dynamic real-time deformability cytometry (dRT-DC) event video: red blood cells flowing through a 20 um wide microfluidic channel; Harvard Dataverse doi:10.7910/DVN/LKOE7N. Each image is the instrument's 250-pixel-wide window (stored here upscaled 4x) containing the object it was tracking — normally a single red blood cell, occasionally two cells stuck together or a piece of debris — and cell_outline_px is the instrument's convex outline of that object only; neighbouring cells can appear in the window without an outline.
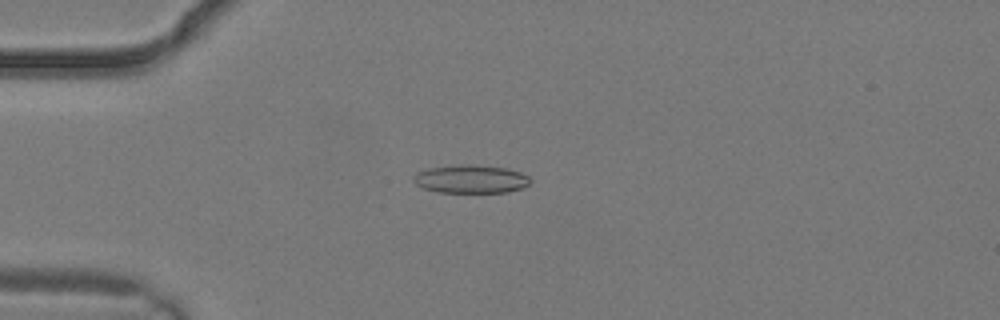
{"species": "common noctule bat (a hibernating species)", "species_latin": "Nyctalus noctula", "temperature_condition": "warm", "stored_images_in_passage": 2, "camera_frame_rate_fps": 3000, "um_per_image_px": 0.085, "animal": {"sex": "male", "body_mass_g": 19.2, "forearm_length_mm": 51.8}, "frame": {"image": 1, "passage_image": 2, "time_ms": 0.333, "image_size_px": [1000, 320], "cell_outline_px": [[532, 180], [528, 184], [520, 188], [508, 192], [436, 192], [424, 188], [416, 184], [412, 180], [412, 176], [416, 172], [428, 168], [460, 164], [472, 164], [508, 168], [520, 172], [528, 176]], "centroid_in_image_um": [39.99, 15.21], "position_along_channel_um": 45.0, "area_um2": 19.36}}